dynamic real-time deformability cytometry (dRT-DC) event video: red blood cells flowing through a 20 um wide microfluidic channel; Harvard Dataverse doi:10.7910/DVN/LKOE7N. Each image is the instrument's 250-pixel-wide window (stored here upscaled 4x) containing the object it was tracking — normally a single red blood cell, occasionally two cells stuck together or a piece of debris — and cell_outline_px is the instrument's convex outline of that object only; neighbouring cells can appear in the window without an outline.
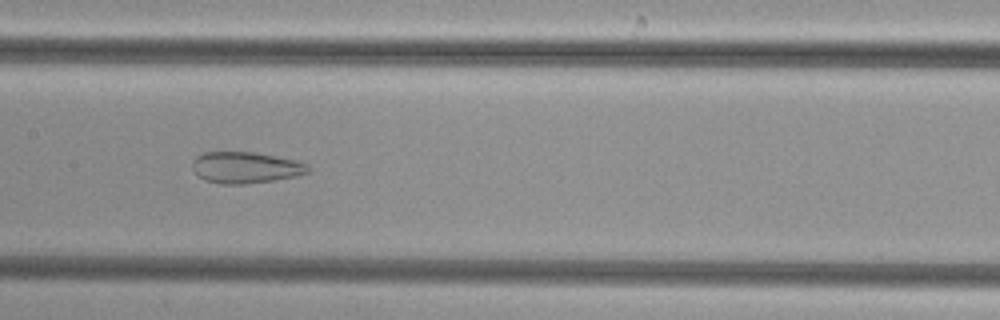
{"species": "common noctule bat (a hibernating species)", "species_latin": "Nyctalus noctula", "temperature_condition": "cold", "stored_images_in_passage": 45, "camera_frame_rate_fps": 3000, "um_per_image_px": 0.085, "animal": {"sex": "female", "body_mass_g": 29.2, "forearm_length_mm": 56.3}, "frame": {"image": 1, "passage_image": 21, "time_ms": 6.667, "image_size_px": [1000, 320], "cell_outline_px": [[308, 172], [296, 176], [276, 180], [244, 184], [220, 184], [204, 180], [196, 176], [192, 168], [192, 160], [196, 156], [204, 152], [256, 152], [296, 160], [308, 164]], "centroid_in_image_um": [20.83, 14.24], "position_along_channel_um": 186.6, "area_um2": 21.39}}
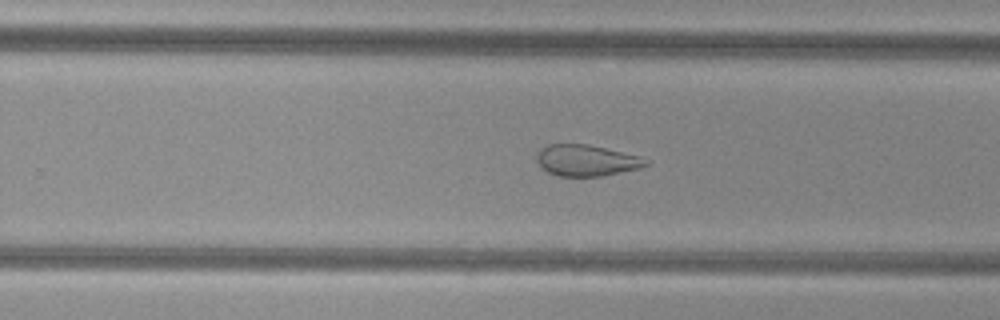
{"frame": {"image": 2, "passage_image": 28, "time_ms": 9.0, "image_size_px": [1000, 320], "cell_outline_px": [[648, 164], [640, 168], [600, 176], [556, 176], [548, 172], [536, 160], [536, 156], [540, 148], [548, 144], [588, 144], [640, 156]], "centroid_in_image_um": [49.8, 13.63], "position_along_channel_um": 280.0, "area_um2": 19.65}}
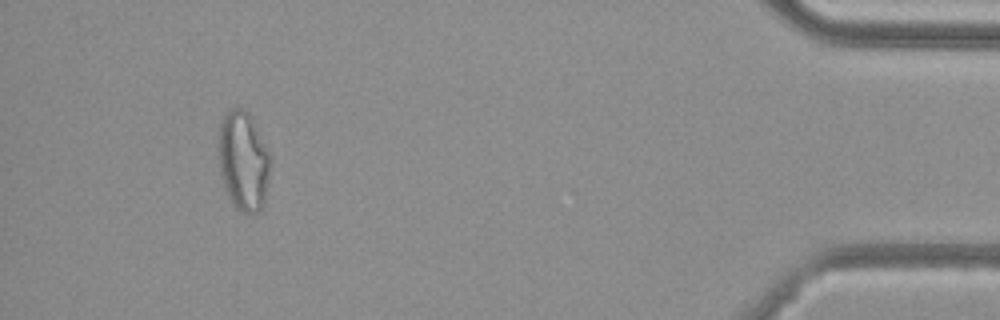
{"frame": {"image": 3, "passage_image": 43, "time_ms": 14.0, "image_size_px": [1000, 320], "cell_outline_px": [[272, 160], [268, 184], [264, 204], [260, 212], [252, 216], [240, 212], [232, 204], [224, 188], [220, 172], [216, 144], [216, 140], [220, 120], [232, 108], [244, 108], [248, 112], [268, 148], [272, 156]], "centroid_in_image_um": [20.68, 13.72], "position_along_channel_um": 414.5, "area_um2": 31.27}}